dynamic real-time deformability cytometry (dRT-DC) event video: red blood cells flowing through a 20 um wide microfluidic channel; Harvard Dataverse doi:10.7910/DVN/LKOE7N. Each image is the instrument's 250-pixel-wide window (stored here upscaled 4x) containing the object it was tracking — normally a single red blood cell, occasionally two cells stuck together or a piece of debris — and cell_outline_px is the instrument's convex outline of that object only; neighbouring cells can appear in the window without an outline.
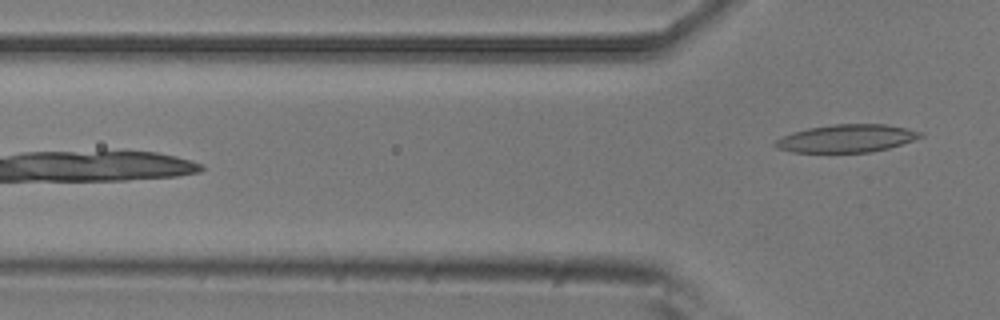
{"species": "common noctule bat (a hibernating species)", "species_latin": "Nyctalus noctula", "temperature_condition": "room temperature", "stored_images_in_passage": 5, "camera_frame_rate_fps": 3000, "um_per_image_px": 0.085, "animal": {"sex": "male", "body_mass_g": 20.5, "forearm_length_mm": 52.5}, "frame": {"image": 1, "passage_image": 5, "time_ms": 1.333, "image_size_px": [1000, 320], "cell_outline_px": [[924, 136], [888, 148], [872, 152], [792, 152], [780, 148], [772, 144], [776, 140], [792, 132], [808, 128], [832, 124], [884, 124], [924, 132]], "centroid_in_image_um": [71.97, 11.76], "position_along_channel_um": 53.8, "area_um2": 23.29}}